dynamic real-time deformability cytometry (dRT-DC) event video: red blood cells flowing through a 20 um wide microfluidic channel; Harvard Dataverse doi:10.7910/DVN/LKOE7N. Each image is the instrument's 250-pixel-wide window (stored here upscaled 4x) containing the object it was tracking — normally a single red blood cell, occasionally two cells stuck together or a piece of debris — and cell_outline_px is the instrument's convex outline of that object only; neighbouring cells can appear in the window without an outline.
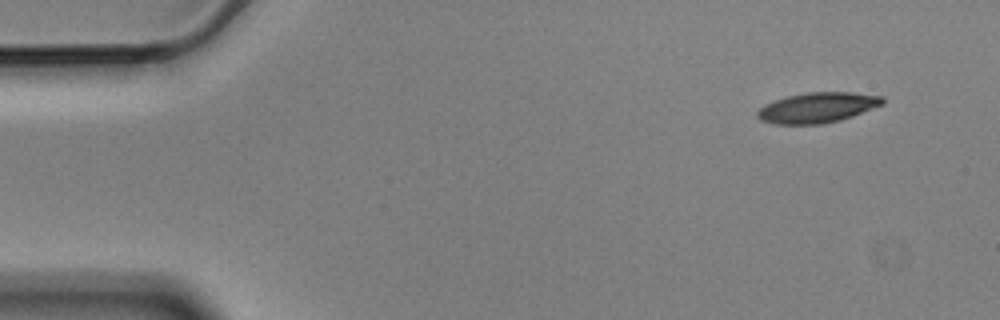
{"species": "Egyptian fruit bat (a non-hibernating species)", "species_latin": "Rousettus aegyptiacus", "temperature_condition": "cold", "stored_images_in_passage": 3, "camera_frame_rate_fps": 3000, "um_per_image_px": 0.085, "animal": {"sex": "male"}, "frame": {"image": 1, "passage_image": 1, "time_ms": 0.0, "image_size_px": [1000, 320], "cell_outline_px": [[884, 104], [852, 116], [840, 120], [820, 124], [776, 124], [760, 120], [756, 116], [756, 112], [764, 104], [788, 96], [808, 92], [852, 92], [884, 96]], "centroid_in_image_um": [69.49, 9.14], "position_along_channel_um": 15.5, "area_um2": 22.08}}